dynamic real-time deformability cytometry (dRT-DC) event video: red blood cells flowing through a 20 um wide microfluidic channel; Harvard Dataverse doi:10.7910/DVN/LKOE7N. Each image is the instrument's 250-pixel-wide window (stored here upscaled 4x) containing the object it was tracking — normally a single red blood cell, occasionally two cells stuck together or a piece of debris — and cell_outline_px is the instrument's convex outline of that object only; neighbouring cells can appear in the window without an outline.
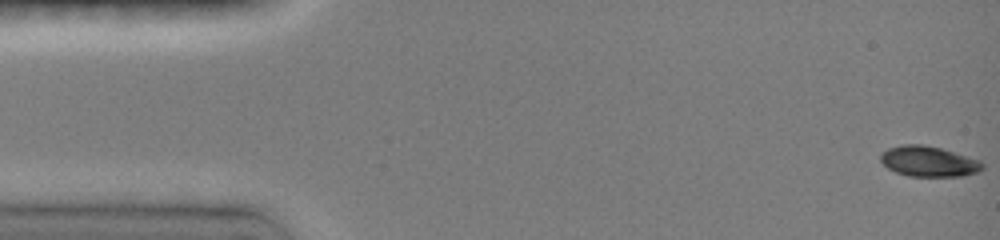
{"species": "common noctule bat (a hibernating species)", "species_latin": "Nyctalus noctula", "temperature_condition": "room temperature", "stored_images_in_passage": 36, "camera_frame_rate_fps": 3000, "um_per_image_px": 0.085, "animal": {"sex": "female", "body_mass_g": 19.0, "forearm_length_mm": 51.5}, "frame": {"image": 1, "passage_image": 1, "time_ms": 0.0, "image_size_px": [1000, 240], "cell_outline_px": [[984, 168], [980, 172], [964, 176], [908, 176], [896, 172], [888, 168], [880, 160], [880, 156], [888, 148], [904, 144], [920, 144], [940, 148], [980, 160], [984, 164]], "centroid_in_image_um": [78.97, 13.73], "position_along_channel_um": 6.0, "area_um2": 18.03}}
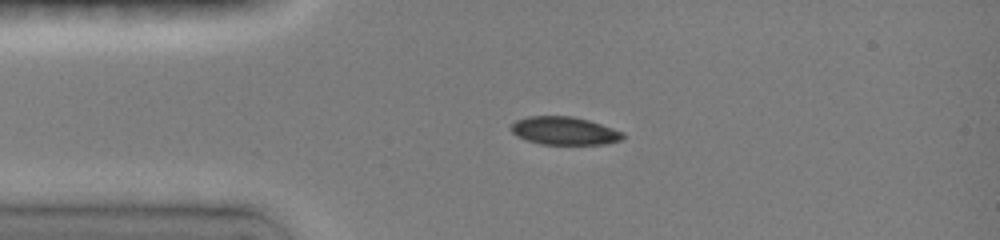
{"frame": {"image": 2, "passage_image": 23, "time_ms": 3.333, "image_size_px": [1000, 240], "cell_outline_px": [[624, 136], [620, 140], [604, 144], [540, 144], [528, 140], [512, 132], [512, 124], [516, 120], [528, 116], [572, 116], [588, 120], [624, 132]], "centroid_in_image_um": [47.99, 11.11], "position_along_channel_um": 37.0, "area_um2": 17.98}}
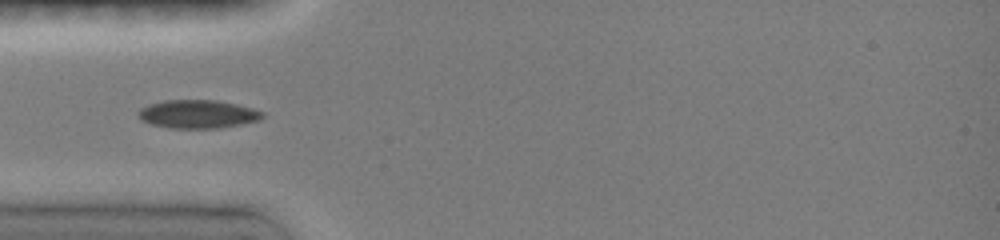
{"frame": {"image": 3, "passage_image": 29, "time_ms": 4.667, "image_size_px": [1000, 240], "cell_outline_px": [[264, 116], [260, 120], [220, 128], [168, 128], [152, 124], [140, 120], [136, 112], [140, 108], [148, 104], [164, 100], [216, 100], [236, 104], [252, 108], [264, 112]], "centroid_in_image_um": [16.78, 9.7], "position_along_channel_um": 68.2, "area_um2": 20.63}}